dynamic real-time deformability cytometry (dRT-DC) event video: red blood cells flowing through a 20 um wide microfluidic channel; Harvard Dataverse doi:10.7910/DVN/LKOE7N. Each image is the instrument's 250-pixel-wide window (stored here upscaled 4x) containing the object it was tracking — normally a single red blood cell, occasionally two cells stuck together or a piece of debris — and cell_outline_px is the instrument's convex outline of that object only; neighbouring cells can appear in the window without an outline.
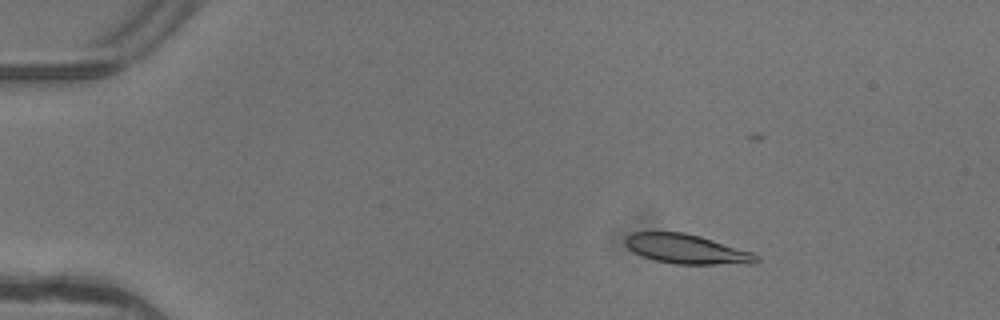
{"species": "common noctule bat (a hibernating species)", "species_latin": "Nyctalus noctula", "temperature_condition": "warm", "stored_images_in_passage": 4, "camera_frame_rate_fps": 3000, "um_per_image_px": 0.085, "animal": {"sex": "female"}, "frame": {"image": 1, "passage_image": 1, "time_ms": 0.0, "image_size_px": [1000, 320], "cell_outline_px": [[760, 260], [756, 264], [676, 264], [656, 260], [644, 256], [628, 248], [624, 244], [624, 240], [632, 232], [684, 232], [700, 236], [752, 252], [760, 256]], "centroid_in_image_um": [58.42, 21.17], "position_along_channel_um": 26.6, "area_um2": 22.43}}
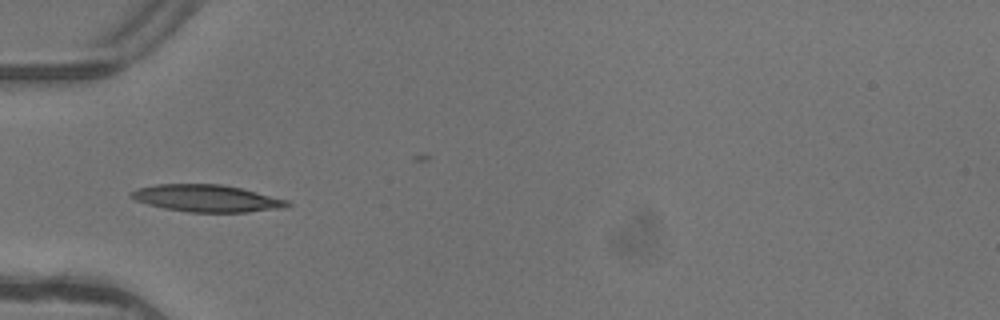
{"frame": {"image": 2, "passage_image": 3, "time_ms": 0.667, "image_size_px": [1000, 320], "cell_outline_px": [[292, 204], [284, 208], [248, 212], [188, 212], [164, 208], [148, 204], [136, 200], [128, 196], [136, 188], [156, 184], [220, 184], [240, 188], [288, 200]], "centroid_in_image_um": [17.57, 16.86], "position_along_channel_um": 67.4, "area_um2": 24.57}}